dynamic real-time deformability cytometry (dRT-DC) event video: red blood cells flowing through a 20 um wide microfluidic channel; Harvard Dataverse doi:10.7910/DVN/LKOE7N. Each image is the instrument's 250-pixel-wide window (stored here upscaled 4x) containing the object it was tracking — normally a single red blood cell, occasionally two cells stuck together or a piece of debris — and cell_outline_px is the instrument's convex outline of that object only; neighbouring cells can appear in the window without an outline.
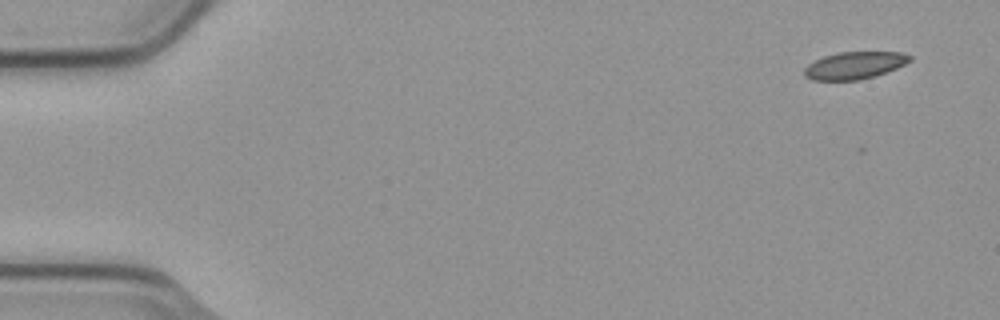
{"species": "common noctule bat (a hibernating species)", "species_latin": "Nyctalus noctula", "temperature_condition": "cold", "stored_images_in_passage": 8, "camera_frame_rate_fps": 3000, "um_per_image_px": 0.085, "animal": {"sex": "male", "body_mass_g": 23.1, "forearm_length_mm": 52.7}, "frame": {"image": 1, "passage_image": 1, "time_ms": 0.0, "image_size_px": [1000, 320], "cell_outline_px": [[912, 60], [896, 68], [876, 76], [860, 80], [812, 80], [804, 76], [804, 68], [808, 64], [824, 56], [836, 52], [900, 52], [912, 56]], "centroid_in_image_um": [72.63, 5.56], "position_along_channel_um": 12.4, "area_um2": 16.82}}
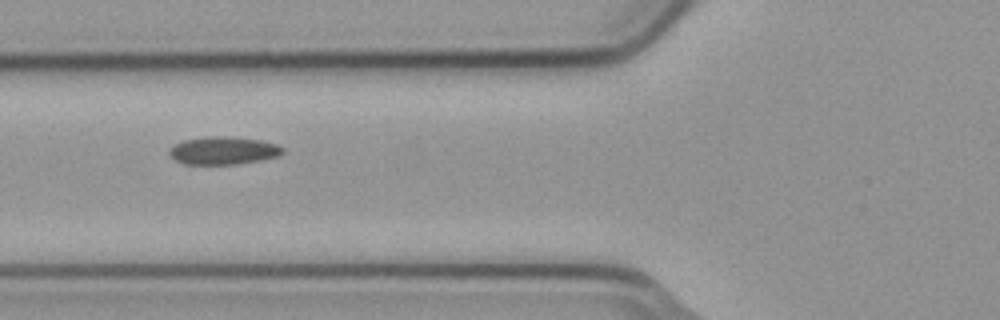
{"frame": {"image": 2, "passage_image": 6, "time_ms": 1.667, "image_size_px": [1000, 320], "cell_outline_px": [[284, 152], [280, 156], [260, 160], [236, 164], [184, 164], [168, 156], [168, 148], [184, 140], [208, 136], [224, 136], [260, 140], [276, 144], [284, 148]], "centroid_in_image_um": [18.96, 12.8], "position_along_channel_um": 106.8, "area_um2": 18.44}}
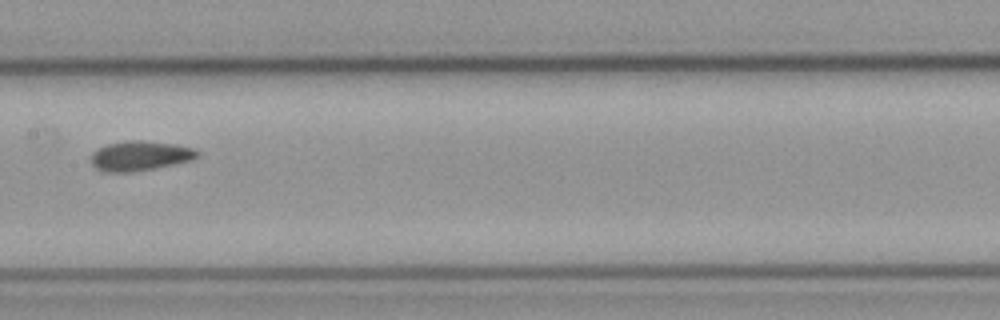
{"frame": {"image": 3, "passage_image": 8, "time_ms": 2.333, "image_size_px": [1000, 320], "cell_outline_px": [[200, 156], [192, 160], [132, 172], [104, 172], [96, 168], [92, 164], [92, 152], [96, 148], [108, 144], [128, 140], [140, 140], [176, 144], [196, 148], [200, 152]], "centroid_in_image_um": [11.92, 13.23], "position_along_channel_um": 195.5, "area_um2": 18.5}}